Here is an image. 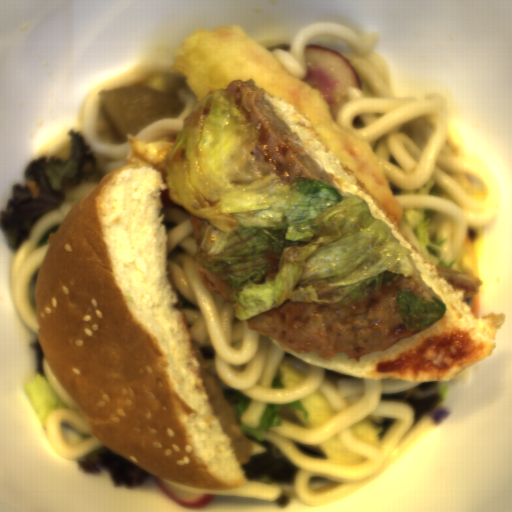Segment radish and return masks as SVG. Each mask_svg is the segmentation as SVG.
Wrapping results in <instances>:
<instances>
[{
    "instance_id": "1f323893",
    "label": "radish",
    "mask_w": 512,
    "mask_h": 512,
    "mask_svg": "<svg viewBox=\"0 0 512 512\" xmlns=\"http://www.w3.org/2000/svg\"><path fill=\"white\" fill-rule=\"evenodd\" d=\"M182 98L155 85L107 89L99 93V111L112 130L122 137L136 132L153 119L179 115Z\"/></svg>"
}]
</instances>
